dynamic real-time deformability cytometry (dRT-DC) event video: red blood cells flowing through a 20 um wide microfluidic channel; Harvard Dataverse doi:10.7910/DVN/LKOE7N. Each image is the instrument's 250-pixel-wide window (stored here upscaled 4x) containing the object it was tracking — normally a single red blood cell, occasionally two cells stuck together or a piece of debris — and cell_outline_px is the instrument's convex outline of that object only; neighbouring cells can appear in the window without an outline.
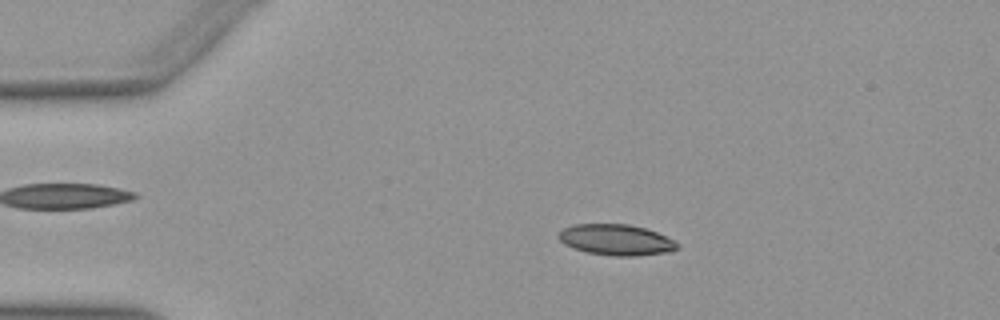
{"species": "Egyptian fruit bat (a non-hibernating species)", "species_latin": "Rousettus aegyptiacus", "temperature_condition": "warm", "stored_images_in_passage": 51, "camera_frame_rate_fps": 3000, "um_per_image_px": 0.085, "animal": {"sex": "female"}, "frame": {"image": 1, "passage_image": 10, "time_ms": 3.0, "image_size_px": [1000, 320], "cell_outline_px": [[680, 248], [668, 252], [636, 256], [612, 256], [588, 252], [572, 248], [564, 244], [556, 236], [564, 228], [576, 224], [628, 224], [644, 228], [656, 232], [676, 240], [680, 244]], "centroid_in_image_um": [52.4, 20.39], "position_along_channel_um": 32.6, "area_um2": 21.5}}
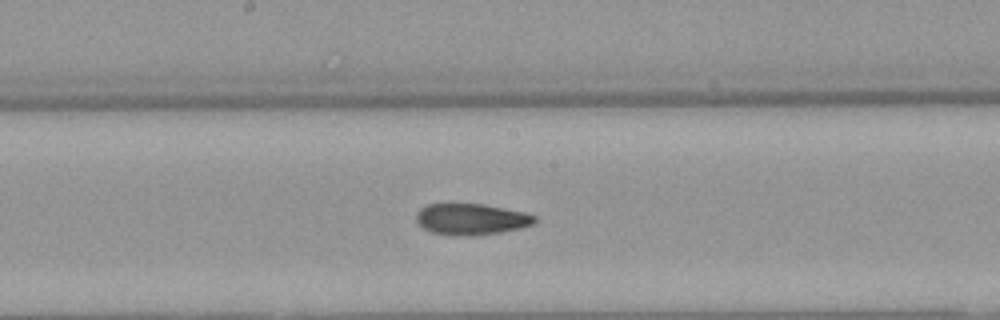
{"frame": {"image": 2, "passage_image": 27, "time_ms": 8.667, "image_size_px": [1000, 320], "cell_outline_px": [[536, 220], [532, 224], [520, 228], [500, 232], [472, 236], [452, 236], [432, 232], [424, 228], [416, 220], [416, 212], [420, 208], [428, 204], [452, 200], [484, 204], [524, 212], [536, 216]], "centroid_in_image_um": [39.98, 18.58], "position_along_channel_um": 208.2, "area_um2": 22.37}}
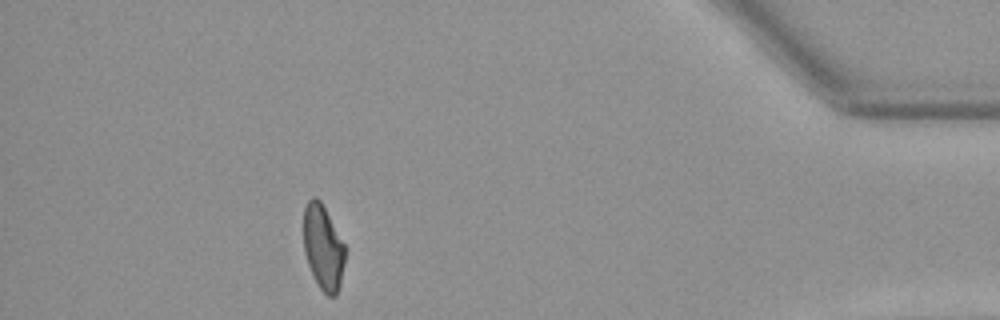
{"frame": {"image": 3, "passage_image": 46, "time_ms": 15.0, "image_size_px": [1000, 320], "cell_outline_px": [[344, 264], [340, 284], [336, 296], [328, 296], [320, 288], [308, 264], [304, 252], [304, 208], [308, 200], [312, 196], [316, 196], [320, 200], [344, 244]], "centroid_in_image_um": [27.45, 21.01], "position_along_channel_um": 407.7, "area_um2": 20.17}, "authors_computed_cell_mechanics": {"area_um2": 21.5016, "velocity_mm_per_s": 3.9788, "shape_relaxation_time_tau1_ms": 11.2035, "shape_relaxation_time_tau2_ms": 2.5366, "deformation_change_tau1": 0.261, "deformation_change_tau2": 0.0754}}